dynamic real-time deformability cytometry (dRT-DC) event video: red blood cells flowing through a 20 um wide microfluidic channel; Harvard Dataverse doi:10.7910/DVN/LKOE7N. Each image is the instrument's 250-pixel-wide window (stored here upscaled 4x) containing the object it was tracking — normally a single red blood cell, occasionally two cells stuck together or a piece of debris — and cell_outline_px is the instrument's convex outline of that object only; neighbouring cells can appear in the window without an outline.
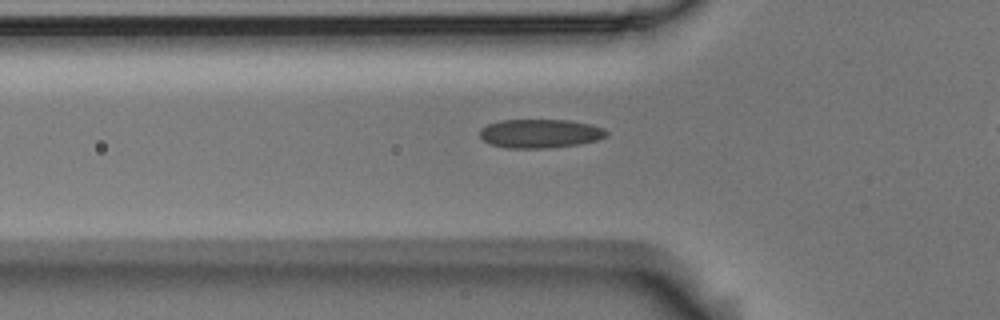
{"species": "Egyptian fruit bat (a non-hibernating species)", "species_latin": "Rousettus aegyptiacus", "temperature_condition": "room temperature", "stored_images_in_passage": 31, "camera_frame_rate_fps": 3000, "um_per_image_px": 0.085, "animal": {"sex": "male"}, "frame": {"image": 1, "passage_image": 2, "time_ms": 0.333, "image_size_px": [1000, 320], "cell_outline_px": [[608, 136], [596, 140], [580, 144], [548, 148], [508, 148], [492, 144], [484, 140], [480, 136], [480, 128], [488, 124], [500, 120], [568, 120], [588, 124], [604, 128], [608, 132]], "centroid_in_image_um": [45.92, 11.35], "position_along_channel_um": 79.9, "area_um2": 21.21}}
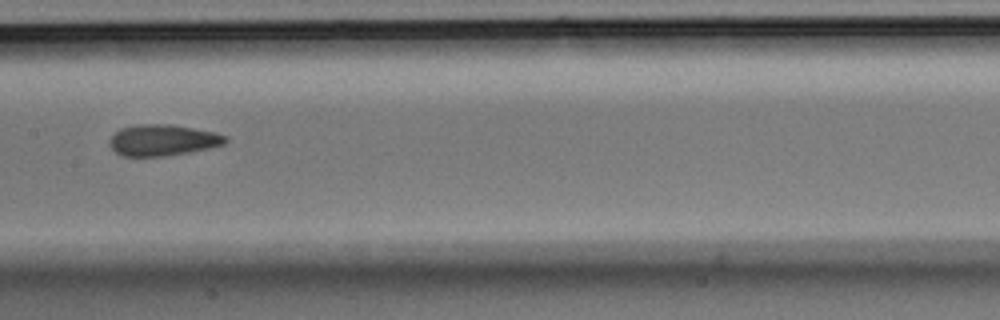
{"frame": {"image": 2, "passage_image": 11, "time_ms": 3.333, "image_size_px": [1000, 320], "cell_outline_px": [[228, 140], [224, 144], [208, 148], [188, 152], [164, 156], [120, 156], [108, 144], [108, 140], [120, 128], [136, 124], [172, 124], [212, 132], [228, 136]], "centroid_in_image_um": [13.79, 11.91], "position_along_channel_um": 193.6, "area_um2": 21.04}}
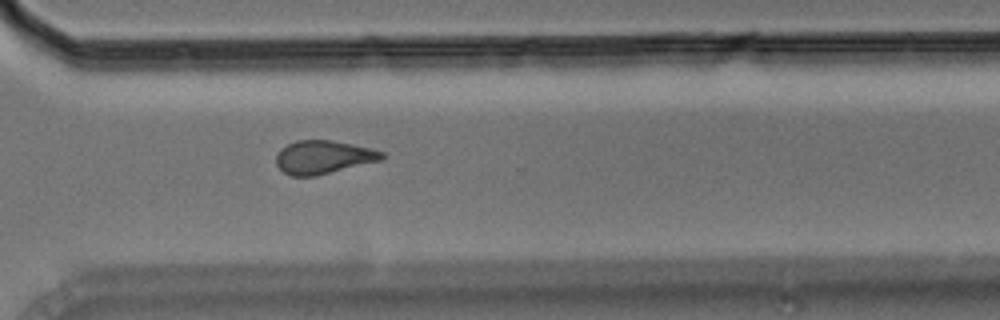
{"frame": {"image": 3, "passage_image": 23, "time_ms": 7.333, "image_size_px": [1000, 320], "cell_outline_px": [[384, 156], [380, 160], [316, 176], [292, 176], [284, 172], [276, 164], [276, 156], [280, 148], [296, 140], [332, 140], [372, 148], [384, 152]], "centroid_in_image_um": [27.46, 13.35], "position_along_channel_um": 343.1, "area_um2": 20.46}}